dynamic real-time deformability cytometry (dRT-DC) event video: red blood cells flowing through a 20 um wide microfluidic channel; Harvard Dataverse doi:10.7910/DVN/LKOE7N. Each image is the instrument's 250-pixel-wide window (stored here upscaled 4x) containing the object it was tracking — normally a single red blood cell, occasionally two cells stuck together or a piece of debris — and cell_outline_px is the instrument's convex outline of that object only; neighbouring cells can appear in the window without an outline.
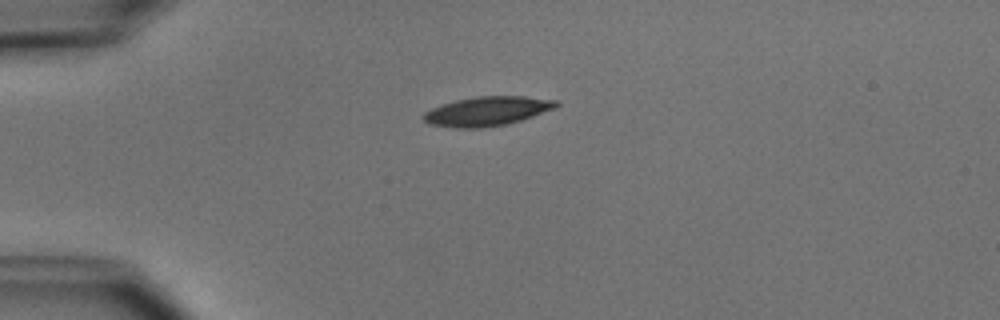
{"species": "common noctule bat (a hibernating species)", "species_latin": "Nyctalus noctula", "temperature_condition": "cold", "stored_images_in_passage": 5, "camera_frame_rate_fps": 3000, "um_per_image_px": 0.085, "animal": {"sex": "male", "body_mass_g": 15.6}, "frame": {"image": 1, "passage_image": 1, "time_ms": 0.0, "image_size_px": [1000, 320], "cell_outline_px": [[560, 104], [556, 108], [508, 124], [480, 128], [452, 128], [428, 124], [420, 116], [424, 112], [432, 108], [456, 100], [476, 96], [524, 96], [556, 100]], "centroid_in_image_um": [41.38, 9.46], "position_along_channel_um": 43.6, "area_um2": 22.72}}
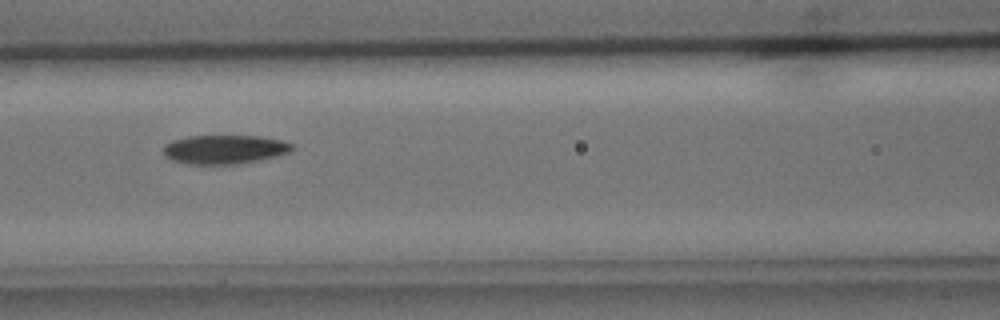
{"frame": {"image": 2, "passage_image": 4, "time_ms": 3.333, "image_size_px": [1000, 320], "cell_outline_px": [[292, 148], [288, 152], [276, 156], [240, 164], [188, 164], [168, 160], [164, 156], [164, 144], [172, 140], [188, 136], [260, 136], [280, 140], [292, 144]], "centroid_in_image_um": [19.01, 12.7], "position_along_channel_um": 147.6, "area_um2": 21.73}}
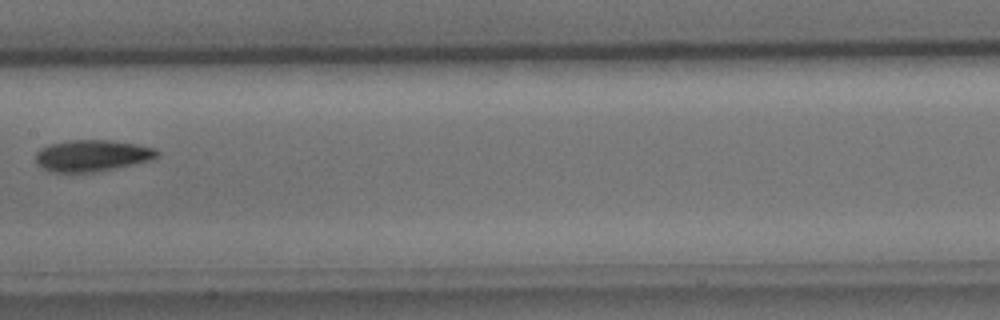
{"frame": {"image": 3, "passage_image": 5, "time_ms": 4.667, "image_size_px": [1000, 320], "cell_outline_px": [[160, 156], [152, 160], [92, 172], [52, 172], [36, 164], [36, 152], [40, 148], [48, 144], [68, 140], [108, 140], [136, 144], [156, 148], [160, 152]], "centroid_in_image_um": [7.83, 13.21], "position_along_channel_um": 199.6, "area_um2": 22.31}}